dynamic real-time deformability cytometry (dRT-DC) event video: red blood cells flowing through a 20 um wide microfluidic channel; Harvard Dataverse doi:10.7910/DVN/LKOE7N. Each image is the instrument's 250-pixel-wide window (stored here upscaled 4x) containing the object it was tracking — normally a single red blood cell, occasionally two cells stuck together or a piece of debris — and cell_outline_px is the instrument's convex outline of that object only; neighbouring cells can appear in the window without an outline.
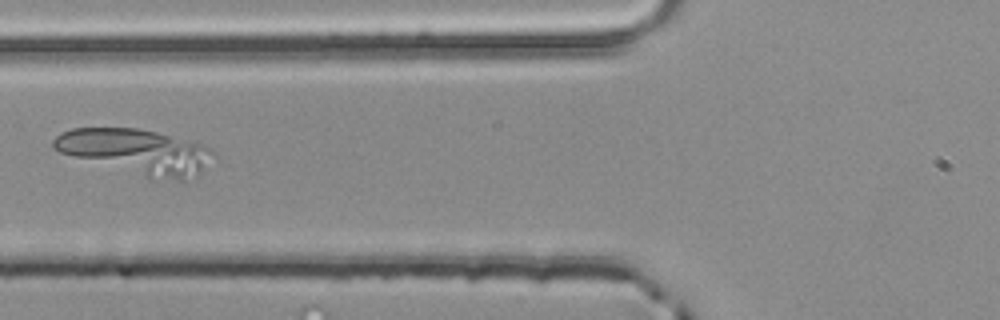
{"species": "common noctule bat (a hibernating species)", "species_latin": "Nyctalus noctula", "temperature_condition": "room temperature", "stored_images_in_passage": 4, "camera_frame_rate_fps": 3000, "um_per_image_px": 0.085, "animal": {"sex": "male", "body_mass_g": 20.4}, "frame": {"image": 1, "passage_image": 4, "time_ms": 1.0, "image_size_px": [1000, 320], "cell_outline_px": [[216, 156], [200, 172], [184, 180], [152, 180], [60, 152], [52, 148], [52, 140], [60, 132], [72, 128], [140, 128], [204, 144], [212, 148], [216, 152]], "centroid_in_image_um": [11.61, 12.89], "position_along_channel_um": 114.2, "area_um2": 42.25}}